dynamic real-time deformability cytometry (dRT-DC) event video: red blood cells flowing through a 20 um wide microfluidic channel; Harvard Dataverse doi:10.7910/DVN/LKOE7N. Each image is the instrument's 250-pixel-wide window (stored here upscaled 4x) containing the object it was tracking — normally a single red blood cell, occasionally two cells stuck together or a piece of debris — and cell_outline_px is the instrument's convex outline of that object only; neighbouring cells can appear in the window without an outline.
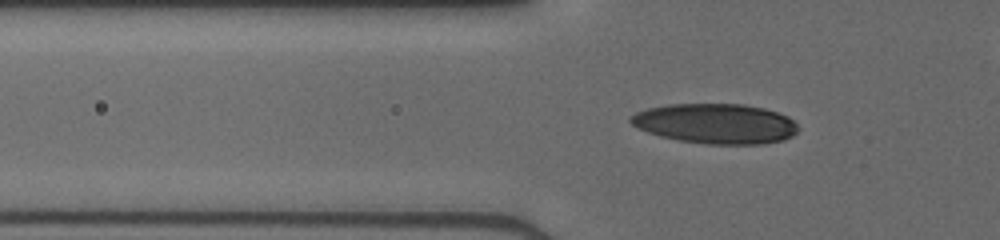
{"species": "human", "species_latin": "Homo sapiens", "temperature_condition": "cold", "stored_images_in_passage": 33, "camera_frame_rate_fps": 3000, "um_per_image_px": 0.085, "donor": {"sex": "male"}, "frame": {"image": 1, "passage_image": 3, "time_ms": 0.667, "image_size_px": [1000, 240], "cell_outline_px": [[800, 128], [792, 136], [784, 140], [764, 144], [708, 144], [680, 140], [660, 136], [648, 132], [632, 124], [628, 120], [628, 116], [636, 112], [648, 108], [668, 104], [744, 104], [764, 108], [788, 116]], "centroid_in_image_um": [60.84, 10.5], "position_along_channel_um": 65.0, "area_um2": 39.13}}
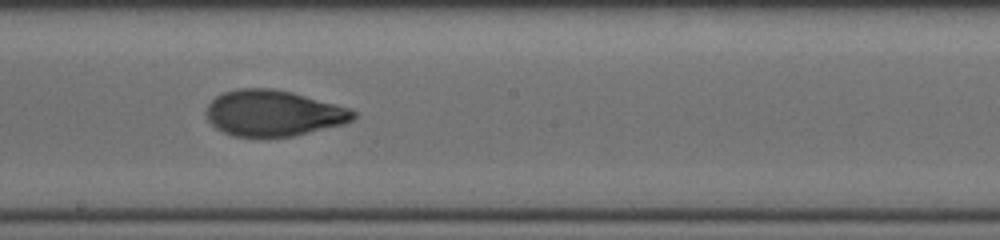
{"frame": {"image": 2, "passage_image": 15, "time_ms": 4.667, "image_size_px": [1000, 240], "cell_outline_px": [[356, 116], [352, 120], [344, 124], [292, 136], [232, 136], [216, 128], [208, 120], [204, 112], [208, 104], [216, 96], [224, 92], [236, 88], [272, 88], [292, 92], [352, 108], [356, 112]], "centroid_in_image_um": [23.23, 9.6], "position_along_channel_um": 225.0, "area_um2": 39.48}}
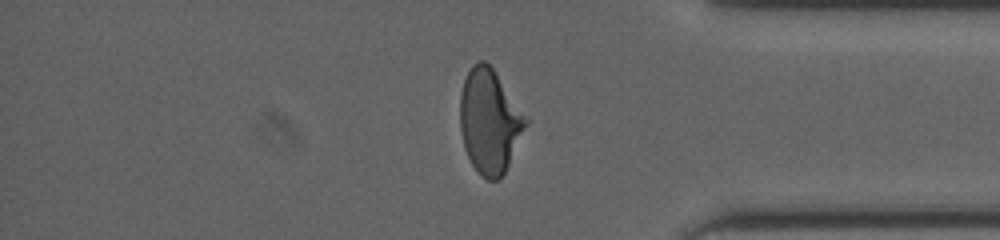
{"frame": {"image": 3, "passage_image": 28, "time_ms": 9.0, "image_size_px": [1000, 240], "cell_outline_px": [[528, 124], [500, 180], [488, 180], [480, 176], [472, 164], [464, 148], [460, 132], [460, 92], [464, 80], [472, 64], [476, 60], [484, 60], [492, 68], [528, 120]], "centroid_in_image_um": [41.58, 10.32], "position_along_channel_um": 393.6, "area_um2": 39.48}}